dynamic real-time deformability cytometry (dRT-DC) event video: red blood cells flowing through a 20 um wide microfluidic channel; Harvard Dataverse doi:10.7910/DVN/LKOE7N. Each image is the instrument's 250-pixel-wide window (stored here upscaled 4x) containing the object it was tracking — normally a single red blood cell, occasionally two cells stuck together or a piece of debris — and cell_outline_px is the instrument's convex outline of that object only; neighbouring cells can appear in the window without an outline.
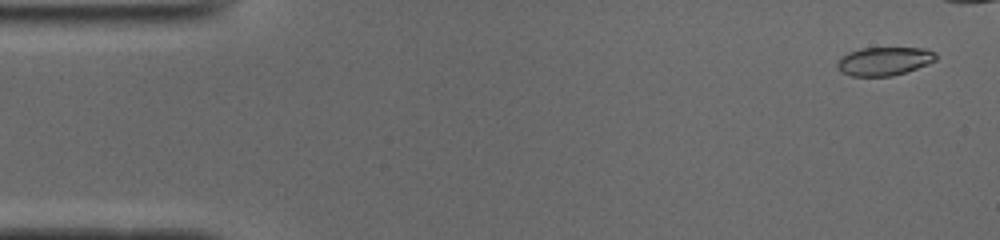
{"species": "common noctule bat (a hibernating species)", "species_latin": "Nyctalus noctula", "temperature_condition": "cold", "stored_images_in_passage": 41, "camera_frame_rate_fps": 3000, "um_per_image_px": 0.085, "animal": {"sex": "male", "body_mass_g": 19.0, "forearm_length_mm": 50.8}, "frame": {"image": 1, "passage_image": 2, "time_ms": 0.333, "image_size_px": [1000, 240], "cell_outline_px": [[936, 60], [928, 64], [892, 76], [852, 76], [840, 72], [836, 64], [840, 56], [848, 52], [860, 48], [924, 48], [936, 52]], "centroid_in_image_um": [75.12, 5.19], "position_along_channel_um": 9.9, "area_um2": 16.42}}
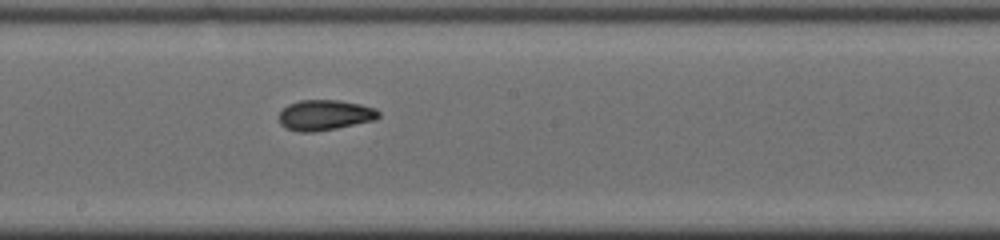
{"frame": {"image": 2, "passage_image": 27, "time_ms": 8.667, "image_size_px": [1000, 240], "cell_outline_px": [[380, 116], [372, 120], [336, 128], [308, 132], [300, 132], [288, 128], [280, 124], [280, 112], [288, 104], [300, 100], [340, 100], [360, 104], [376, 108], [380, 112]], "centroid_in_image_um": [27.62, 9.76], "position_along_channel_um": 220.6, "area_um2": 17.4}}
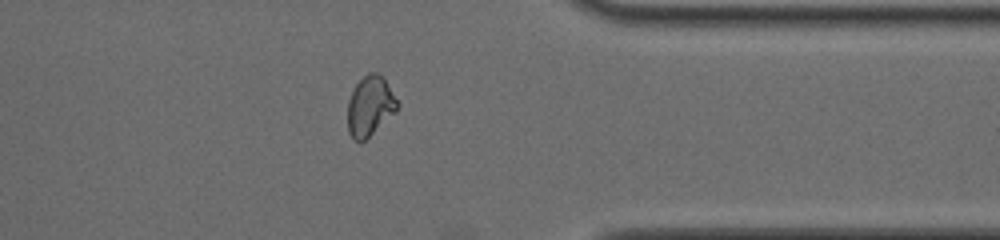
{"frame": {"image": 3, "passage_image": 40, "time_ms": 13.0, "image_size_px": [1000, 240], "cell_outline_px": [[400, 104], [396, 112], [364, 140], [352, 140], [348, 132], [348, 100], [356, 84], [368, 72], [376, 72], [384, 76]], "centroid_in_image_um": [31.47, 8.98], "position_along_channel_um": 379.9, "area_um2": 17.4}}